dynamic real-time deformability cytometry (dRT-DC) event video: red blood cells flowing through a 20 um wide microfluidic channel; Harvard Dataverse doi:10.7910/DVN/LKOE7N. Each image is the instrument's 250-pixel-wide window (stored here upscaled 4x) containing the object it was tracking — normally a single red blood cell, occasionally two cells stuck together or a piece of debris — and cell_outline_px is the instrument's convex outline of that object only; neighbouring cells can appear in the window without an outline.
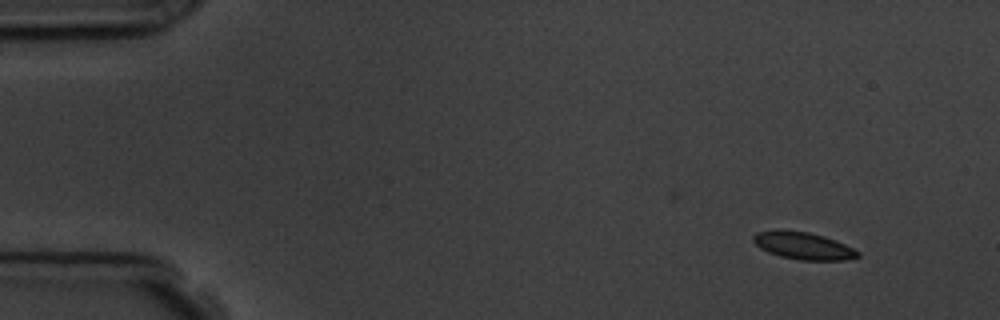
{"species": "common noctule bat (a hibernating species)", "species_latin": "Nyctalus noctula", "temperature_condition": "room temperature", "stored_images_in_passage": 7, "camera_frame_rate_fps": 3000, "um_per_image_px": 0.085, "animal": {"sex": "male", "body_mass_g": 19.5, "forearm_length_mm": 54.6}, "frame": {"image": 1, "passage_image": 1, "time_ms": 0.0, "image_size_px": [1000, 320], "cell_outline_px": [[860, 256], [844, 260], [800, 260], [780, 256], [768, 252], [760, 248], [752, 240], [752, 236], [756, 232], [776, 228], [780, 228], [808, 232], [824, 236], [836, 240], [860, 252]], "centroid_in_image_um": [68.22, 20.86], "position_along_channel_um": 16.8, "area_um2": 16.88}}
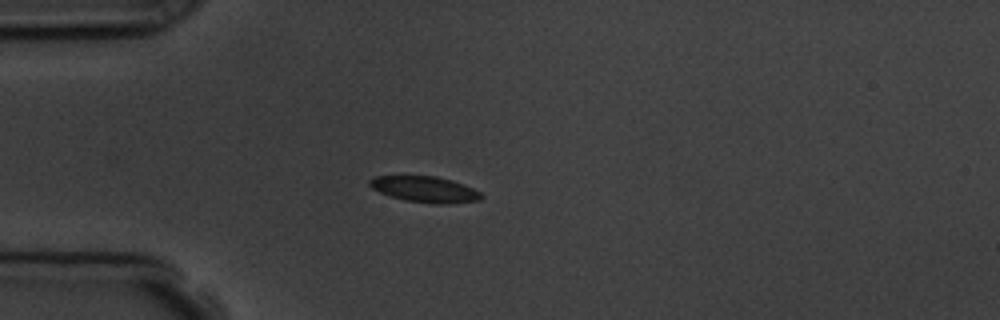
{"frame": {"image": 2, "passage_image": 3, "time_ms": 3.333, "image_size_px": [1000, 320], "cell_outline_px": [[484, 196], [480, 200], [444, 204], [432, 204], [404, 200], [380, 192], [372, 188], [368, 184], [368, 180], [376, 176], [436, 176], [452, 180], [464, 184], [480, 192]], "centroid_in_image_um": [36.13, 16.09], "position_along_channel_um": 48.9, "area_um2": 16.88}}